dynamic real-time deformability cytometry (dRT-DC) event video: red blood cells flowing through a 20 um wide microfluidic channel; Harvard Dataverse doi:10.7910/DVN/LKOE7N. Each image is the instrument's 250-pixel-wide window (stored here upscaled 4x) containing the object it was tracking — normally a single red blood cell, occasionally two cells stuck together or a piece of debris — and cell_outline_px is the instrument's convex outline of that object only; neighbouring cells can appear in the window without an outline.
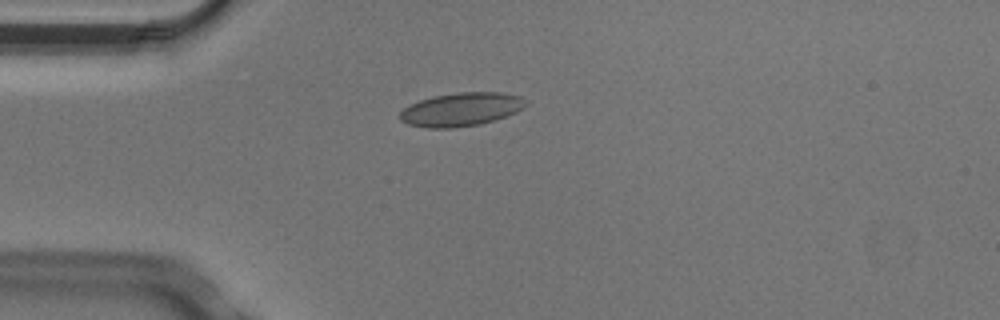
{"species": "Egyptian fruit bat (a non-hibernating species)", "species_latin": "Rousettus aegyptiacus", "temperature_condition": "cold", "stored_images_in_passage": 9, "camera_frame_rate_fps": 3000, "um_per_image_px": 0.085, "animal": {"sex": "male"}, "frame": {"image": 1, "passage_image": 4, "time_ms": 1.0, "image_size_px": [1000, 320], "cell_outline_px": [[524, 108], [516, 112], [496, 120], [480, 124], [452, 128], [424, 128], [408, 124], [400, 120], [400, 112], [404, 108], [420, 100], [432, 96], [460, 92], [500, 92], [520, 96], [524, 100]], "centroid_in_image_um": [39.18, 9.31], "position_along_channel_um": 45.8, "area_um2": 24.51}}
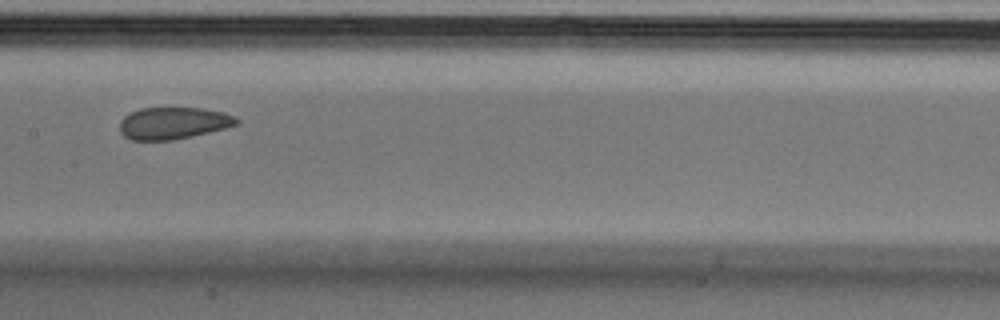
{"frame": {"image": 2, "passage_image": 8, "time_ms": 2.333, "image_size_px": [1000, 320], "cell_outline_px": [[240, 124], [192, 136], [172, 140], [132, 140], [124, 136], [120, 132], [120, 120], [128, 112], [140, 108], [200, 108], [224, 112], [236, 116], [240, 120]], "centroid_in_image_um": [14.73, 10.46], "position_along_channel_um": 192.7, "area_um2": 21.91}}
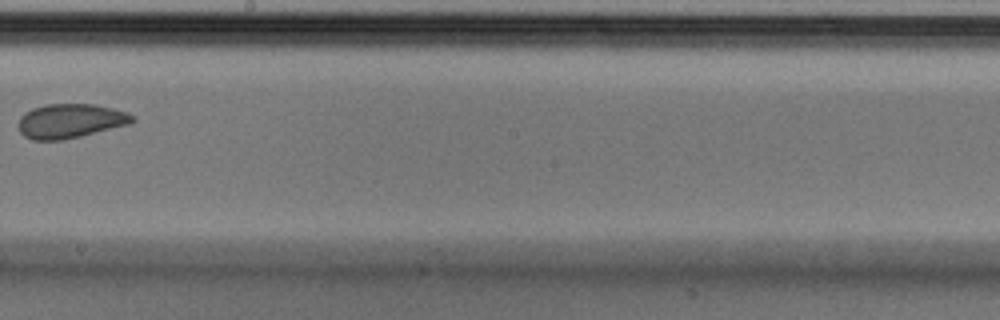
{"frame": {"image": 3, "passage_image": 9, "time_ms": 2.667, "image_size_px": [1000, 320], "cell_outline_px": [[136, 120], [132, 124], [64, 140], [32, 140], [24, 136], [20, 132], [20, 116], [24, 112], [32, 108], [44, 104], [96, 104], [128, 112], [136, 116]], "centroid_in_image_um": [6.03, 10.28], "position_along_channel_um": 242.2, "area_um2": 23.12}}